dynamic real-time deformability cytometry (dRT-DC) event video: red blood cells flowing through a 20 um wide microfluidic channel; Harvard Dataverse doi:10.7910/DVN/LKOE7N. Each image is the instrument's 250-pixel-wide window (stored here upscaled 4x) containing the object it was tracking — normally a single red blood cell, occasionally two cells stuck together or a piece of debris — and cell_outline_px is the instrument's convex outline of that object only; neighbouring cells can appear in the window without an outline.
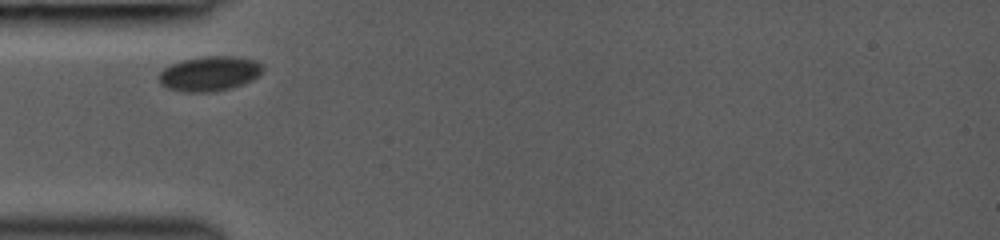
{"species": "common noctule bat (a hibernating species)", "species_latin": "Nyctalus noctula", "temperature_condition": "room temperature", "stored_images_in_passage": 14, "camera_frame_rate_fps": 3000, "um_per_image_px": 0.085, "animal": {"sex": "female", "body_mass_g": 19.0, "forearm_length_mm": 53.3}, "frame": {"image": 1, "passage_image": 1, "time_ms": 0.0, "image_size_px": [1000, 240], "cell_outline_px": [[264, 68], [252, 80], [244, 84], [232, 88], [212, 92], [184, 92], [168, 88], [160, 84], [160, 72], [164, 68], [172, 64], [184, 60], [204, 56], [236, 56], [252, 60], [260, 64]], "centroid_in_image_um": [17.8, 6.27], "position_along_channel_um": 67.2, "area_um2": 20.87}}
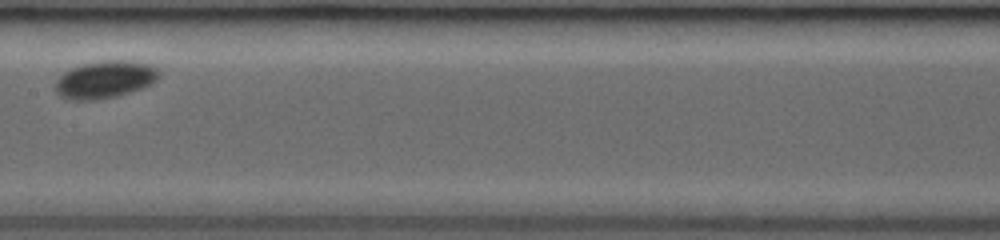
{"frame": {"image": 2, "passage_image": 6, "time_ms": 3.333, "image_size_px": [1000, 240], "cell_outline_px": [[160, 76], [152, 84], [116, 96], [96, 100], [72, 100], [60, 96], [56, 92], [56, 80], [64, 72], [80, 64], [100, 60], [132, 60], [148, 64], [156, 68], [160, 72]], "centroid_in_image_um": [8.92, 6.74], "position_along_channel_um": 198.5, "area_um2": 22.66}}
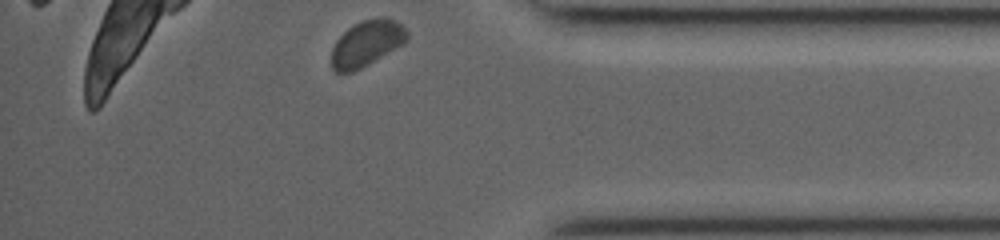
{"frame": {"image": 3, "passage_image": 14, "time_ms": 8.667, "image_size_px": [1000, 240], "cell_outline_px": [[408, 36], [404, 44], [368, 64], [352, 72], [336, 72], [332, 68], [332, 48], [336, 40], [348, 28], [364, 20], [384, 16], [396, 20], [404, 24], [408, 32]], "centroid_in_image_um": [31.21, 3.66], "position_along_channel_um": 404.0, "area_um2": 20.17}}